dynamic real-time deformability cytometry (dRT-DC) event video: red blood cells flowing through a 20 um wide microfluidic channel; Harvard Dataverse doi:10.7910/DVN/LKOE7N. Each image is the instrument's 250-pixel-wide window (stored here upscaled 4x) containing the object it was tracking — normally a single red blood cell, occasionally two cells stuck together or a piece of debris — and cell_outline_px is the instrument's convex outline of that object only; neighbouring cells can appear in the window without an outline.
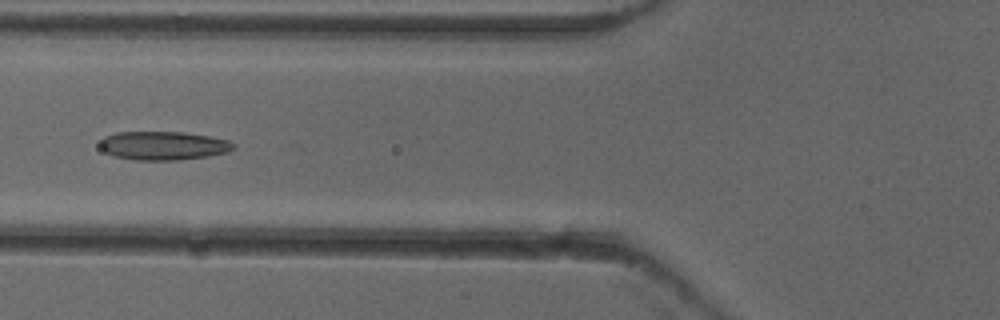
{"species": "common noctule bat (a hibernating species)", "species_latin": "Nyctalus noctula", "temperature_condition": "cold", "stored_images_in_passage": 30, "camera_frame_rate_fps": 3000, "um_per_image_px": 0.085, "animal": {"sex": "female"}, "frame": {"image": 1, "passage_image": 21, "time_ms": 6.667, "image_size_px": [1000, 320], "cell_outline_px": [[236, 148], [228, 152], [208, 156], [180, 160], [136, 160], [112, 156], [104, 152], [100, 148], [100, 140], [104, 136], [116, 132], [184, 132], [208, 136], [228, 140], [236, 144]], "centroid_in_image_um": [13.87, 12.38], "position_along_channel_um": 111.9, "area_um2": 22.54}}
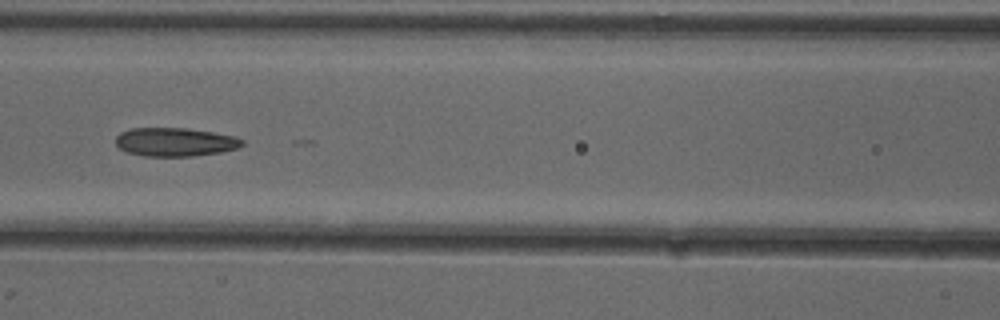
{"frame": {"image": 2, "passage_image": 24, "time_ms": 7.667, "image_size_px": [1000, 320], "cell_outline_px": [[244, 144], [236, 148], [220, 152], [192, 156], [144, 156], [128, 152], [120, 148], [116, 144], [116, 136], [120, 132], [132, 128], [184, 128], [212, 132], [236, 136], [244, 140]], "centroid_in_image_um": [14.88, 12.06], "position_along_channel_um": 151.7, "area_um2": 20.98}}
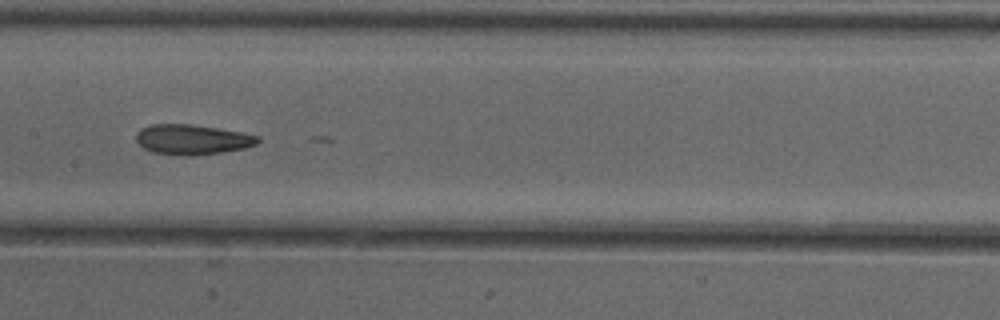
{"frame": {"image": 3, "passage_image": 27, "time_ms": 8.667, "image_size_px": [1000, 320], "cell_outline_px": [[260, 140], [256, 144], [244, 148], [220, 152], [188, 156], [152, 152], [144, 148], [136, 140], [136, 132], [140, 128], [152, 124], [188, 124], [216, 128], [240, 132], [260, 136]], "centroid_in_image_um": [16.31, 11.85], "position_along_channel_um": 191.1, "area_um2": 21.1}}